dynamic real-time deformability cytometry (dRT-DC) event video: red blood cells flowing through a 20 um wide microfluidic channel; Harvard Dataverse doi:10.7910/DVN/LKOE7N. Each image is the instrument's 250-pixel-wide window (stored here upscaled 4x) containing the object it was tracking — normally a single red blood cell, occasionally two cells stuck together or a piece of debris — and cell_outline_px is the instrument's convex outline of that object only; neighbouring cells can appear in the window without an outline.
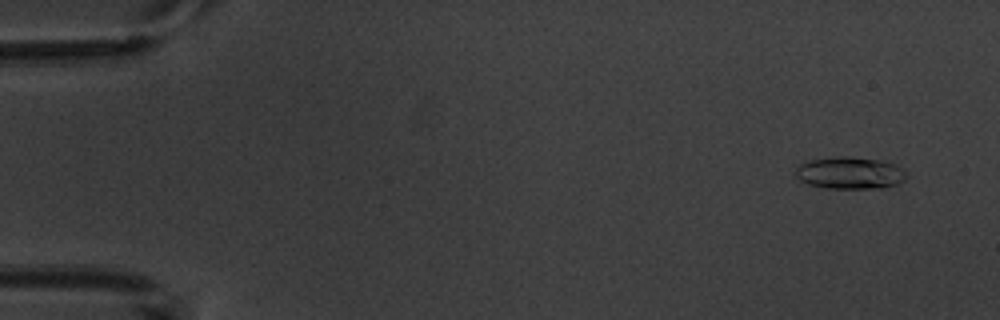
{"species": "common noctule bat (a hibernating species)", "species_latin": "Nyctalus noctula", "temperature_condition": "warm", "stored_images_in_passage": 6, "camera_frame_rate_fps": 3000, "um_per_image_px": 0.085, "animal": {"sex": "male", "body_mass_g": 20.1, "forearm_length_mm": 53.5}, "frame": {"image": 1, "passage_image": 1, "time_ms": 0.0, "image_size_px": [1000, 320], "cell_outline_px": [[908, 176], [904, 180], [896, 184], [884, 188], [824, 188], [808, 184], [800, 180], [796, 176], [796, 164], [808, 160], [832, 156], [848, 156], [880, 160], [896, 164], [904, 168], [908, 172]], "centroid_in_image_um": [72.25, 14.69], "position_along_channel_um": 12.8, "area_um2": 21.21}}